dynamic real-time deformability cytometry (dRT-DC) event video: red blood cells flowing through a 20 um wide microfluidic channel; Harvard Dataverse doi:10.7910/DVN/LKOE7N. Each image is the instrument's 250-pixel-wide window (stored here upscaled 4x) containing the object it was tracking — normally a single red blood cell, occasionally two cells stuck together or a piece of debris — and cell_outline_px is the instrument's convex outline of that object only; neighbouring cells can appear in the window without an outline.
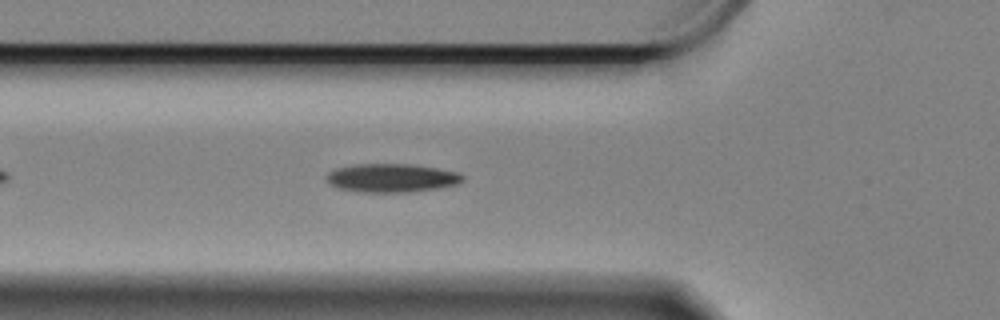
{"species": "Egyptian fruit bat (a non-hibernating species)", "species_latin": "Rousettus aegyptiacus", "temperature_condition": "cold", "stored_images_in_passage": 31, "camera_frame_rate_fps": 3000, "um_per_image_px": 0.085, "animal": {"sex": "female"}, "frame": {"image": 1, "passage_image": 9, "time_ms": 2.667, "image_size_px": [1000, 320], "cell_outline_px": [[464, 180], [460, 184], [440, 188], [408, 192], [360, 192], [336, 188], [328, 184], [328, 172], [336, 168], [356, 164], [408, 164], [436, 168], [460, 172], [464, 176]], "centroid_in_image_um": [33.32, 15.13], "position_along_channel_um": 92.5, "area_um2": 22.83}}
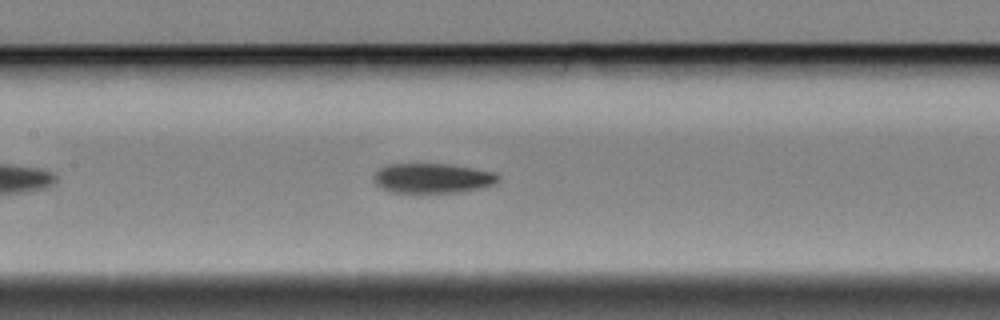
{"frame": {"image": 2, "passage_image": 16, "time_ms": 5.0, "image_size_px": [1000, 320], "cell_outline_px": [[500, 180], [496, 184], [484, 188], [460, 192], [392, 192], [380, 188], [372, 180], [372, 176], [380, 168], [388, 164], [448, 164], [496, 172], [500, 176]], "centroid_in_image_um": [36.8, 15.15], "position_along_channel_um": 170.6, "area_um2": 21.85}}
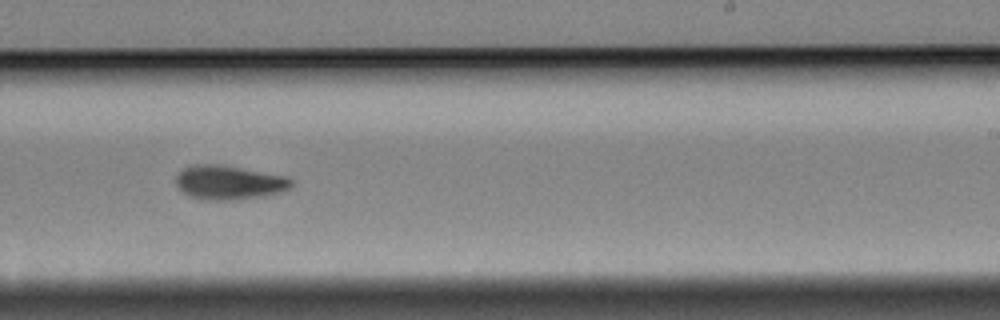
{"frame": {"image": 3, "passage_image": 25, "time_ms": 8.0, "image_size_px": [1000, 320], "cell_outline_px": [[292, 184], [288, 188], [280, 192], [264, 196], [236, 200], [200, 200], [188, 196], [176, 184], [176, 176], [184, 168], [196, 164], [216, 164], [288, 176], [292, 180]], "centroid_in_image_um": [19.46, 15.52], "position_along_channel_um": 269.5, "area_um2": 22.89}}